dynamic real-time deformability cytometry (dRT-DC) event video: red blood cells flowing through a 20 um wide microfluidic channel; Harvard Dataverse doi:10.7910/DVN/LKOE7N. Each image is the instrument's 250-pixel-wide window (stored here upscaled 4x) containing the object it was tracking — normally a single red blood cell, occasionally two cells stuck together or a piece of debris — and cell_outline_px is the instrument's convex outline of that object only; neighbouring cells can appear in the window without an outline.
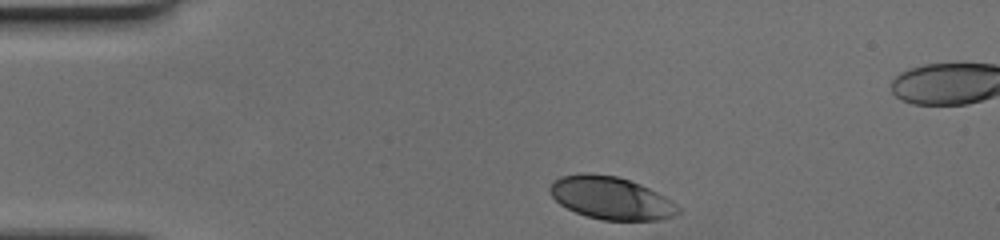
{"species": "human", "species_latin": "Homo sapiens", "temperature_condition": "cold", "stored_images_in_passage": 32, "camera_frame_rate_fps": 3000, "um_per_image_px": 0.085, "donor": {"sex": "female"}, "frame": {"image": 1, "passage_image": 1, "time_ms": 0.0, "image_size_px": [1000, 240], "cell_outline_px": [[680, 212], [676, 216], [660, 220], [600, 220], [576, 212], [560, 204], [548, 192], [548, 188], [560, 176], [580, 172], [588, 172], [616, 176], [640, 184], [664, 196], [680, 208]], "centroid_in_image_um": [51.92, 16.83], "position_along_channel_um": 33.1, "area_um2": 31.85}}
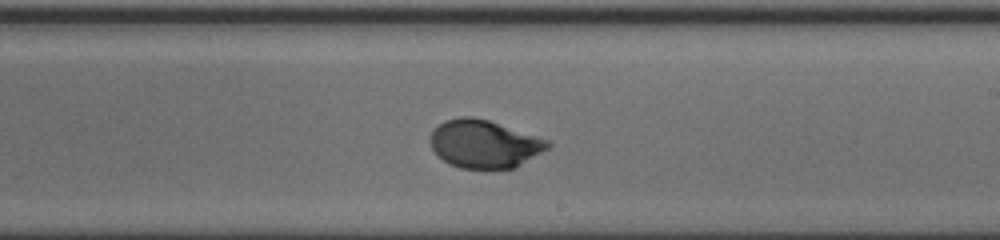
{"frame": {"image": 2, "passage_image": 21, "time_ms": 6.667, "image_size_px": [1000, 240], "cell_outline_px": [[552, 144], [548, 148], [516, 168], [460, 168], [448, 164], [432, 148], [428, 140], [432, 132], [444, 120], [460, 116], [472, 116], [488, 120], [548, 140]], "centroid_in_image_um": [41.15, 12.23], "position_along_channel_um": 247.9, "area_um2": 32.66}}
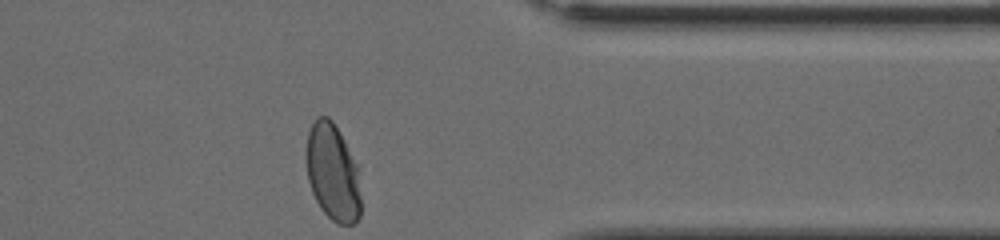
{"frame": {"image": 3, "passage_image": 32, "time_ms": 10.333, "image_size_px": [1000, 240], "cell_outline_px": [[360, 216], [352, 224], [336, 224], [320, 208], [312, 192], [308, 180], [308, 132], [316, 116], [328, 116], [332, 120], [360, 164]], "centroid_in_image_um": [28.34, 14.65], "position_along_channel_um": 383.1, "area_um2": 31.15}}